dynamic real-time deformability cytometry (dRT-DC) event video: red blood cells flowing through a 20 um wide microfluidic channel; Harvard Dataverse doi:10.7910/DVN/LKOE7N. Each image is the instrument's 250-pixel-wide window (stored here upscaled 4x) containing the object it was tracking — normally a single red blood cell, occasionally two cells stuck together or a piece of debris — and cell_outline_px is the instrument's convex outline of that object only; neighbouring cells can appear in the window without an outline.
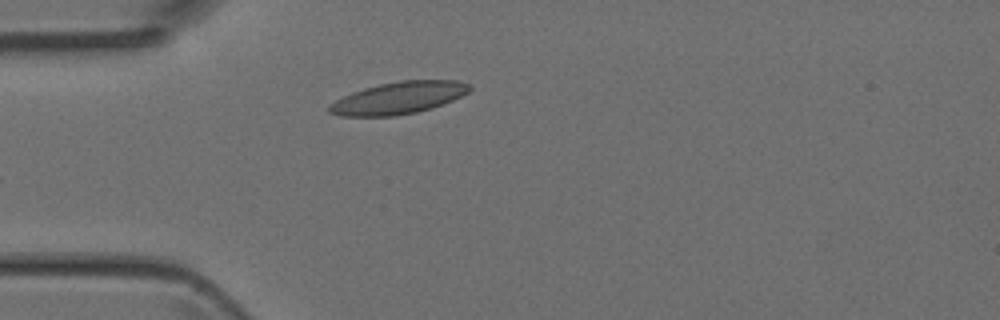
{"species": "Egyptian fruit bat (a non-hibernating species)", "species_latin": "Rousettus aegyptiacus", "temperature_condition": "room temperature", "stored_images_in_passage": 1, "camera_frame_rate_fps": 3000, "um_per_image_px": 0.085, "animal": {"sex": "female"}, "frame": {"image": 1, "passage_image": 1, "time_ms": 0.0, "image_size_px": [1000, 320], "cell_outline_px": [[472, 88], [468, 92], [452, 100], [432, 108], [416, 112], [392, 116], [340, 116], [328, 112], [328, 104], [352, 92], [364, 88], [380, 84], [400, 80], [456, 80], [468, 84]], "centroid_in_image_um": [33.85, 8.32], "position_along_channel_um": 51.2, "area_um2": 26.13}}